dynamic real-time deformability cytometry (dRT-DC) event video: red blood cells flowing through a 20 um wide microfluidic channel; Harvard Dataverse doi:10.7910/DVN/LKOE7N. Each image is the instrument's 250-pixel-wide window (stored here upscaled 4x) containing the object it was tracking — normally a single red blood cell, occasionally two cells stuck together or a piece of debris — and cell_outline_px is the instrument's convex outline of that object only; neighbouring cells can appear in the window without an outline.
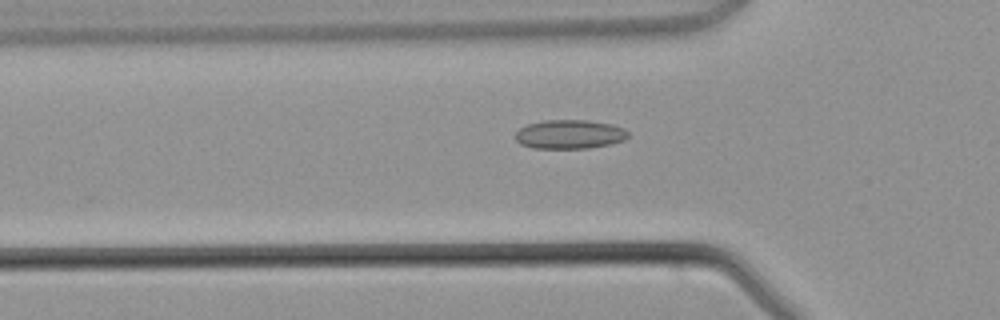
{"species": "common noctule bat (a hibernating species)", "species_latin": "Nyctalus noctula", "temperature_condition": "warm", "stored_images_in_passage": 38, "camera_frame_rate_fps": 3000, "um_per_image_px": 0.085, "animal": {"sex": "male", "body_mass_g": 21.5, "forearm_length_mm": 52.0}, "frame": {"image": 1, "passage_image": 8, "time_ms": 2.333, "image_size_px": [1000, 320], "cell_outline_px": [[628, 136], [624, 140], [608, 144], [588, 148], [532, 148], [520, 144], [516, 140], [516, 132], [520, 128], [528, 124], [544, 120], [588, 120], [612, 124], [624, 128], [628, 132]], "centroid_in_image_um": [48.41, 11.41], "position_along_channel_um": 77.4, "area_um2": 19.02}}
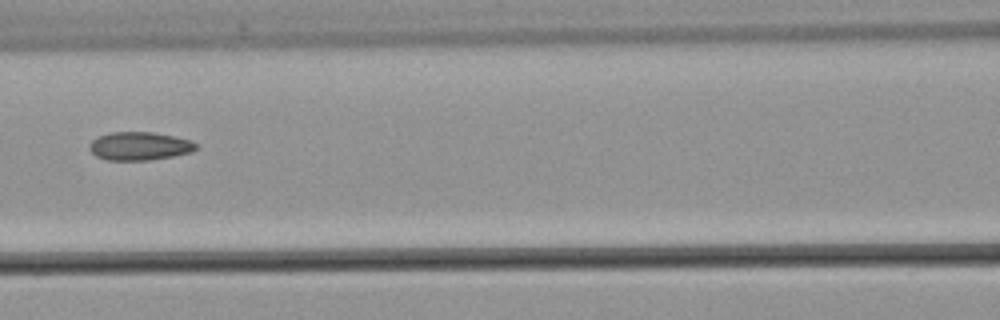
{"frame": {"image": 2, "passage_image": 13, "time_ms": 4.0, "image_size_px": [1000, 320], "cell_outline_px": [[196, 148], [192, 152], [172, 156], [148, 160], [108, 160], [96, 156], [88, 148], [88, 144], [92, 140], [100, 136], [112, 132], [152, 132], [192, 140], [196, 144]], "centroid_in_image_um": [11.84, 12.42], "position_along_channel_um": 154.8, "area_um2": 17.46}}
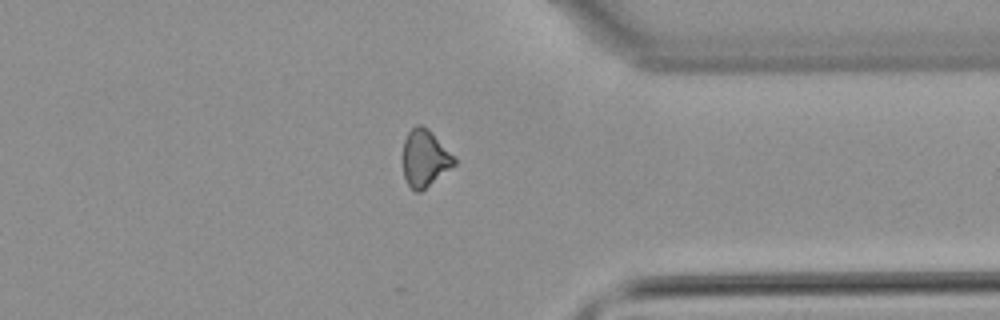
{"frame": {"image": 3, "passage_image": 28, "time_ms": 9.0, "image_size_px": [1000, 320], "cell_outline_px": [[456, 164], [420, 192], [416, 192], [408, 184], [404, 176], [404, 140], [408, 132], [416, 124], [420, 124], [428, 128], [456, 156]], "centroid_in_image_um": [36.14, 13.42], "position_along_channel_um": 375.3, "area_um2": 16.99}}